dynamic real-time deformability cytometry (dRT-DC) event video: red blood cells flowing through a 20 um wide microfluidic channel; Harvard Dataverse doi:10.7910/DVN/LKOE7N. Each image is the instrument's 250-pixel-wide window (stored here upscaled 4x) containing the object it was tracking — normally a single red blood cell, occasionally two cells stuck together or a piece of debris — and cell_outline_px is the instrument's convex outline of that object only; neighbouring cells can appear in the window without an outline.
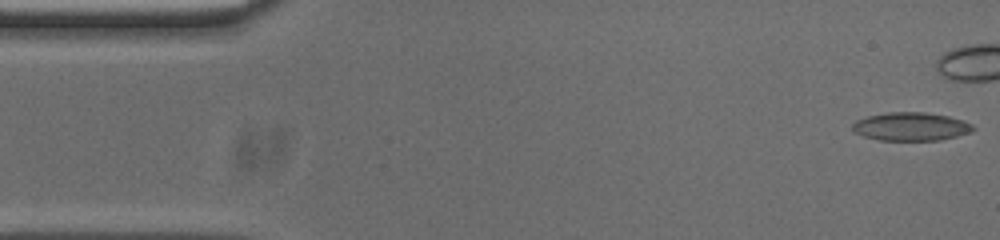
{"species": "common noctule bat (a hibernating species)", "species_latin": "Nyctalus noctula", "temperature_condition": "cold", "stored_images_in_passage": 9, "camera_frame_rate_fps": 3000, "um_per_image_px": 0.085, "animal": {"sex": "male", "body_mass_g": 20.0, "forearm_length_mm": 53.3}, "frame": {"image": 1, "passage_image": 1, "time_ms": 0.0, "image_size_px": [1000, 240], "cell_outline_px": [[976, 128], [968, 132], [956, 136], [940, 140], [880, 140], [864, 136], [856, 132], [852, 128], [852, 124], [856, 120], [868, 116], [892, 112], [924, 112], [948, 116], [972, 124]], "centroid_in_image_um": [77.42, 10.75], "position_along_channel_um": 7.6, "area_um2": 19.59}}